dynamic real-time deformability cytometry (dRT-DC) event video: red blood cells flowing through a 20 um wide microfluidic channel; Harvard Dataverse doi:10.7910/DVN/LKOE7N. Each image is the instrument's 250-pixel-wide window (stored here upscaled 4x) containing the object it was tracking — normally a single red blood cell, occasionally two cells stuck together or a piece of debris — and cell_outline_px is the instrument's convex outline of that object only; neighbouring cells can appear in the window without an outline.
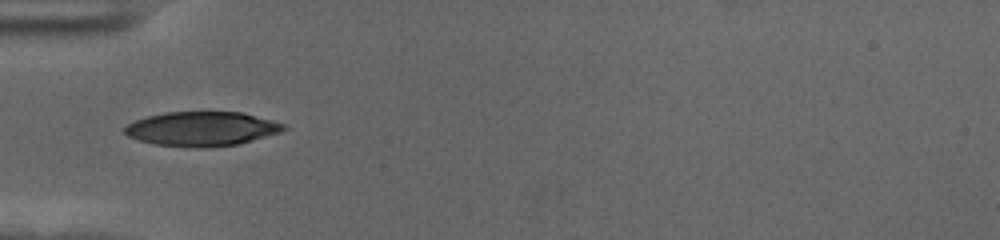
{"species": "human", "species_latin": "Homo sapiens", "temperature_condition": "cold", "stored_images_in_passage": 38, "camera_frame_rate_fps": 3000, "um_per_image_px": 0.085, "donor": {"sex": "female"}, "frame": {"image": 1, "passage_image": 1, "time_ms": 0.0, "image_size_px": [1000, 240], "cell_outline_px": [[288, 128], [280, 132], [240, 144], [208, 148], [192, 148], [156, 144], [140, 140], [128, 136], [124, 132], [124, 128], [128, 124], [136, 120], [148, 116], [164, 112], [240, 112], [272, 120], [284, 124]], "centroid_in_image_um": [17.17, 10.96], "position_along_channel_um": 67.8, "area_um2": 31.85}}
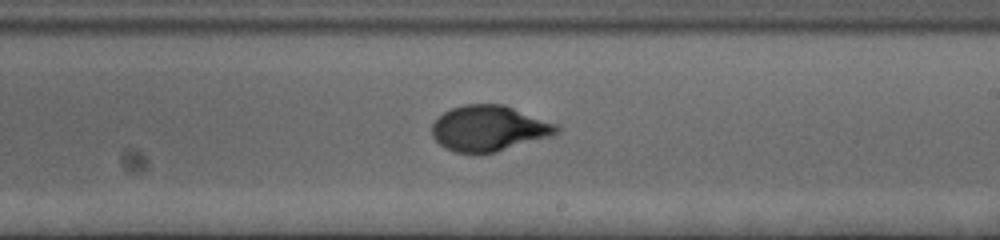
{"frame": {"image": 2, "passage_image": 16, "time_ms": 5.0, "image_size_px": [1000, 240], "cell_outline_px": [[560, 132], [552, 136], [496, 152], [456, 152], [444, 148], [432, 136], [432, 124], [444, 112], [452, 108], [464, 104], [504, 104], [556, 124], [560, 128]], "centroid_in_image_um": [41.57, 10.9], "position_along_channel_um": 247.4, "area_um2": 32.95}}
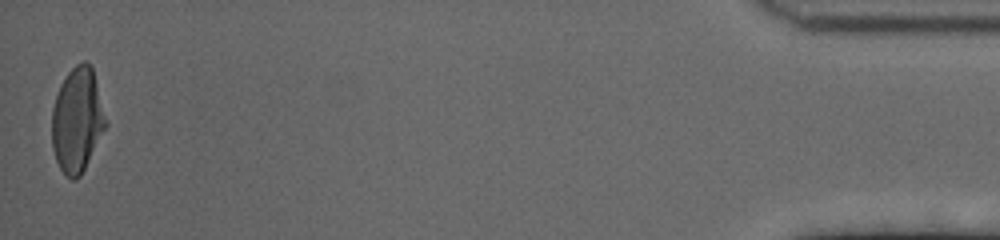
{"frame": {"image": 3, "passage_image": 38, "time_ms": 12.333, "image_size_px": [1000, 240], "cell_outline_px": [[108, 124], [80, 176], [76, 180], [72, 180], [60, 168], [56, 160], [52, 148], [52, 108], [60, 84], [68, 72], [76, 64], [84, 60], [92, 68]], "centroid_in_image_um": [6.56, 10.21], "position_along_channel_um": 428.6, "area_um2": 32.6}, "authors_computed_cell_mechanics": {"area_um2": 32.7148, "velocity_mm_per_s": 3.608, "shape_relaxation_time_tau1_ms": 3.6998, "shape_relaxation_time_tau2_ms": null, "deformation_change_tau1": 0.1848, "deformation_change_tau2": null}}